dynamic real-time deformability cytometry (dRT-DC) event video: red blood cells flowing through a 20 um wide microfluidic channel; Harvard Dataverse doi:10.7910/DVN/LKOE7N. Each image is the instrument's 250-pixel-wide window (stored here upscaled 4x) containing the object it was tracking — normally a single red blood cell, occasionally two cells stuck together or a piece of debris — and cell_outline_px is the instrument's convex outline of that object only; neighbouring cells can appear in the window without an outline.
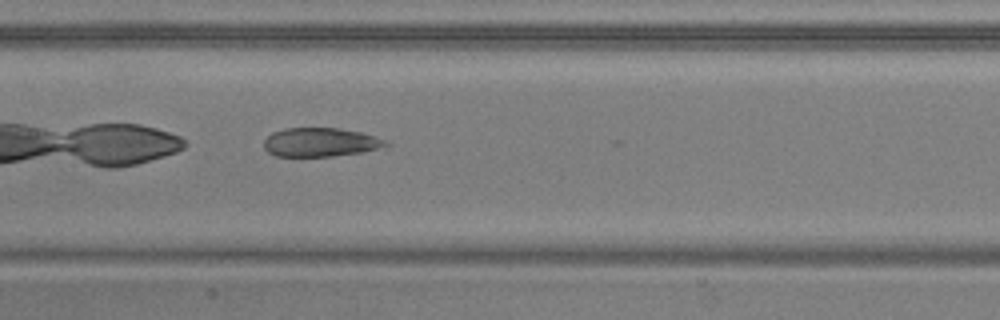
{"species": "common noctule bat (a hibernating species)", "species_latin": "Nyctalus noctula", "temperature_condition": "warm", "stored_images_in_passage": 34, "camera_frame_rate_fps": 3000, "um_per_image_px": 0.085, "animal": {"sex": "male", "body_mass_g": 20.5, "forearm_length_mm": 52.5}, "frame": {"image": 1, "passage_image": 10, "time_ms": 3.0, "image_size_px": [1000, 320], "cell_outline_px": [[392, 144], [384, 148], [364, 152], [332, 156], [276, 156], [268, 152], [264, 148], [264, 140], [272, 132], [284, 128], [340, 128], [360, 132], [376, 136]], "centroid_in_image_um": [27.27, 12.09], "position_along_channel_um": 180.1, "area_um2": 20.69}, "authors_computed_cell_mechanics": {"area_um2": 22.831, "velocity_mm_per_s": 3.8347, "shape_relaxation_time_tau1_ms": null, "shape_relaxation_time_tau2_ms": 1.4929, "deformation_change_tau1": null, "deformation_change_tau2": 0.0862}}